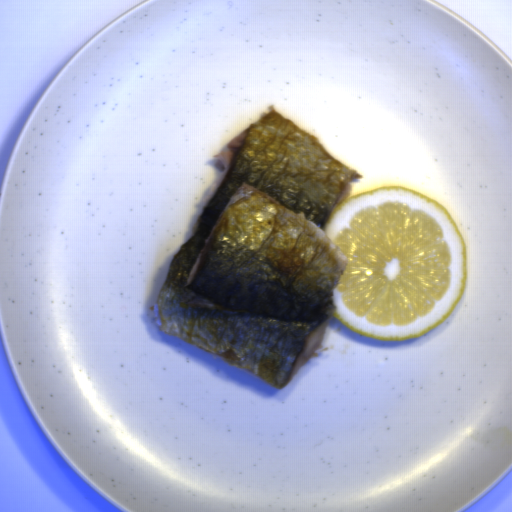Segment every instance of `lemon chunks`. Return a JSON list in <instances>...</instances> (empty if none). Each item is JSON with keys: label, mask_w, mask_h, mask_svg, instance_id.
Returning a JSON list of instances; mask_svg holds the SVG:
<instances>
[{"label": "lemon chunks", "mask_w": 512, "mask_h": 512, "mask_svg": "<svg viewBox=\"0 0 512 512\" xmlns=\"http://www.w3.org/2000/svg\"><path fill=\"white\" fill-rule=\"evenodd\" d=\"M324 232L347 260L334 315L363 336L418 338L464 294L466 242L444 204L423 194L400 185L348 196Z\"/></svg>", "instance_id": "obj_1"}]
</instances>
